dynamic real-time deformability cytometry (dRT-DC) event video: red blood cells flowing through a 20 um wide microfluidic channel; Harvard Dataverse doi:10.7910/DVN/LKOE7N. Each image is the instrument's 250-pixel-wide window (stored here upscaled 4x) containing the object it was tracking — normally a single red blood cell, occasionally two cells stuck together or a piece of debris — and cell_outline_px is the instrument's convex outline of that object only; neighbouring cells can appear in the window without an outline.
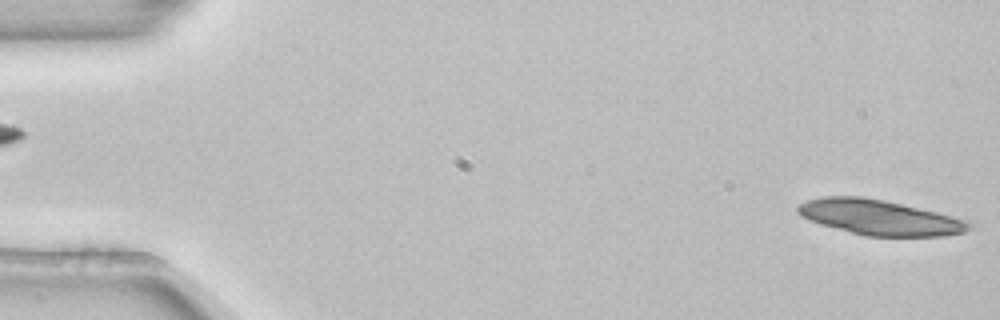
{"species": "common noctule bat (a hibernating species)", "species_latin": "Nyctalus noctula", "temperature_condition": "room temperature", "stored_images_in_passage": 2, "segment_of_instrument_passage": [2, 2], "camera_frame_rate_fps": 3000, "um_per_image_px": 0.085, "animal": {"sex": "female", "body_mass_g": 22.7, "forearm_length_mm": 54.2}, "frame": {"image": 1, "passage_image": 2, "time_ms": 0.333, "image_size_px": [1000, 320], "cell_outline_px": [[972, 228], [964, 232], [944, 236], [864, 236], [820, 224], [800, 216], [796, 212], [796, 204], [808, 200], [824, 196], [860, 196], [884, 200], [936, 212], [968, 220], [972, 224]], "centroid_in_image_um": [74.73, 18.48], "position_along_channel_um": 10.3, "area_um2": 35.14}}